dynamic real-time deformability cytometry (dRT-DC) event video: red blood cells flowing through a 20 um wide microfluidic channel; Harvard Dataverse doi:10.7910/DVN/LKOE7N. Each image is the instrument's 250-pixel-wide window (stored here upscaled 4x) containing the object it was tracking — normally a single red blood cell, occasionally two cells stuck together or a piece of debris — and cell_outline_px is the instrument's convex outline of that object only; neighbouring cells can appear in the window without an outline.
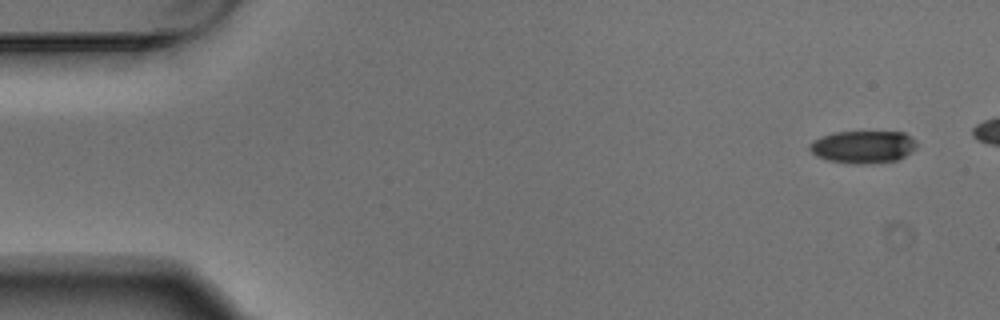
{"species": "Egyptian fruit bat (a non-hibernating species)", "species_latin": "Rousettus aegyptiacus", "temperature_condition": "warm", "stored_images_in_passage": 4, "camera_frame_rate_fps": 3000, "um_per_image_px": 0.085, "animal": {"sex": "male"}, "frame": {"image": 1, "passage_image": 1, "time_ms": 0.0, "image_size_px": [1000, 320], "cell_outline_px": [[916, 148], [904, 156], [896, 160], [864, 164], [852, 164], [828, 160], [816, 156], [808, 148], [808, 144], [812, 140], [836, 132], [904, 132], [916, 140]], "centroid_in_image_um": [73.34, 12.48], "position_along_channel_um": 11.7, "area_um2": 20.23}}